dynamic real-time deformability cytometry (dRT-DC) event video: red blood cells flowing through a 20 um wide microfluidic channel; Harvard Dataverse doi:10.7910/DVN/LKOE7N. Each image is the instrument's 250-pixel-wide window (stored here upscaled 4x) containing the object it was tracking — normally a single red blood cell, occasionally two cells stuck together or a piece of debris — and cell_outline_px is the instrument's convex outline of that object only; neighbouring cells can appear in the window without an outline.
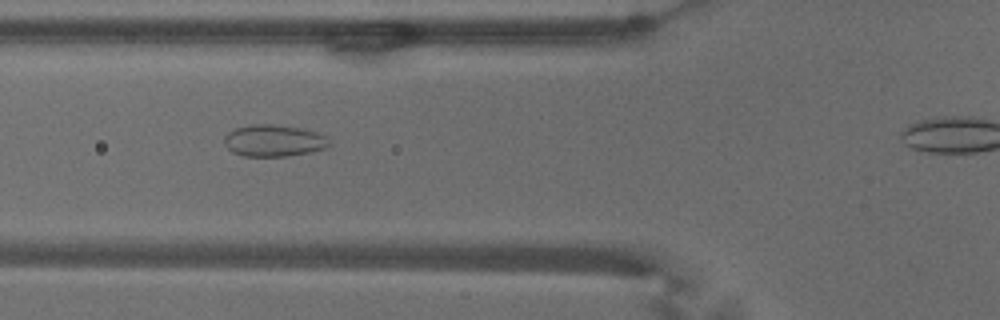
{"species": "common noctule bat (a hibernating species)", "species_latin": "Nyctalus noctula", "temperature_condition": "warm", "stored_images_in_passage": 48, "camera_frame_rate_fps": 3000, "um_per_image_px": 0.085, "animal": {"sex": "male", "body_mass_g": 18.8}, "frame": {"image": 1, "passage_image": 20, "time_ms": 6.333, "image_size_px": [1000, 320], "cell_outline_px": [[332, 144], [328, 148], [308, 152], [284, 156], [244, 156], [232, 152], [224, 144], [224, 136], [228, 132], [236, 128], [252, 124], [272, 124], [300, 128], [316, 132], [324, 136]], "centroid_in_image_um": [23.25, 11.95], "position_along_channel_um": 102.5, "area_um2": 19.36}}
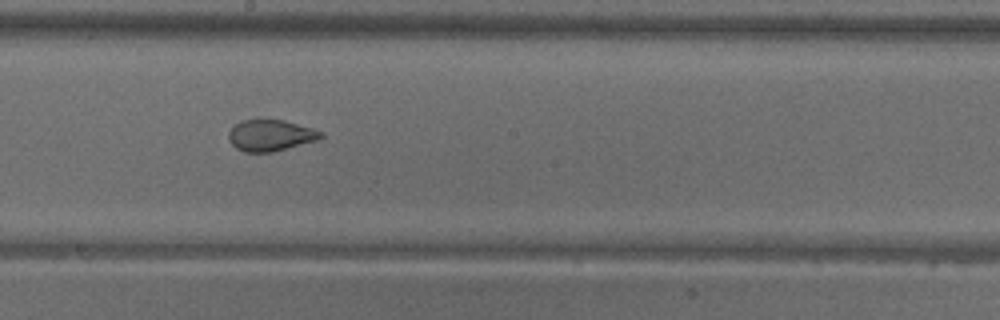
{"frame": {"image": 2, "passage_image": 30, "time_ms": 9.667, "image_size_px": [1000, 320], "cell_outline_px": [[324, 136], [316, 140], [272, 152], [244, 152], [236, 148], [232, 144], [228, 136], [228, 132], [240, 120], [284, 120], [312, 128], [324, 132]], "centroid_in_image_um": [22.99, 11.5], "position_along_channel_um": 225.2, "area_um2": 16.65}}
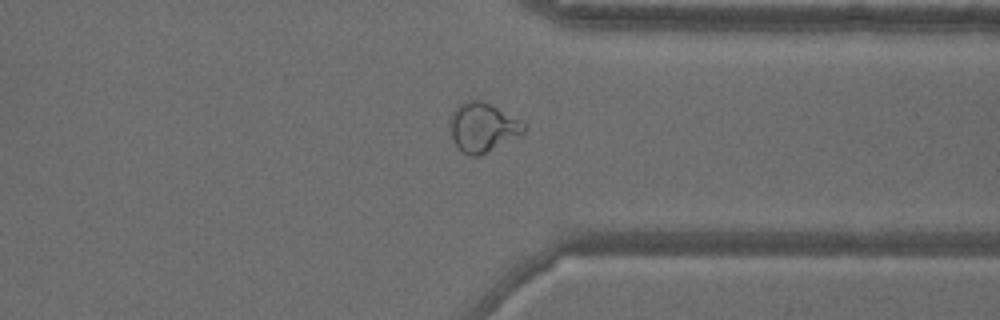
{"frame": {"image": 3, "passage_image": 42, "time_ms": 13.667, "image_size_px": [1000, 320], "cell_outline_px": [[528, 128], [524, 136], [480, 156], [468, 156], [456, 144], [452, 136], [448, 124], [448, 120], [456, 104], [464, 100], [484, 100], [492, 104], [524, 124]], "centroid_in_image_um": [41.04, 10.82], "position_along_channel_um": 370.4, "area_um2": 21.85}, "authors_computed_cell_mechanics": {"area_um2": 20.5768, "velocity_mm_per_s": 3.6723, "shape_relaxation_time_tau1_ms": null, "shape_relaxation_time_tau2_ms": 0.7748, "deformation_change_tau1": null, "deformation_change_tau2": 0.0617}}